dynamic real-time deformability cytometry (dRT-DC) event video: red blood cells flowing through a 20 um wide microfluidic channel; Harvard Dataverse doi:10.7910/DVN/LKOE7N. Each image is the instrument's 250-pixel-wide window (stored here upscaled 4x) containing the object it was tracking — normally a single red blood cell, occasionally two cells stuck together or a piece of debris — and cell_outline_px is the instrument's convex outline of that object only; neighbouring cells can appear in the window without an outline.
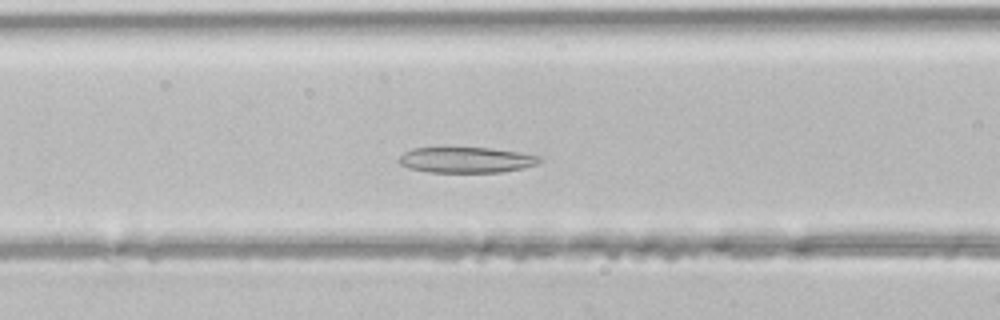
{"species": "common noctule bat (a hibernating species)", "species_latin": "Nyctalus noctula", "temperature_condition": "room temperature", "stored_images_in_passage": 37, "camera_frame_rate_fps": 3000, "um_per_image_px": 0.085, "animal": {"sex": "male", "body_mass_g": 21.5, "forearm_length_mm": 52.0}, "frame": {"image": 1, "passage_image": 10, "time_ms": 3.0, "image_size_px": [1000, 320], "cell_outline_px": [[544, 160], [536, 164], [524, 168], [500, 172], [428, 172], [408, 168], [400, 164], [396, 160], [404, 152], [412, 148], [492, 148], [520, 152], [540, 156]], "centroid_in_image_um": [39.63, 13.59], "position_along_channel_um": 127.0, "area_um2": 21.15}}
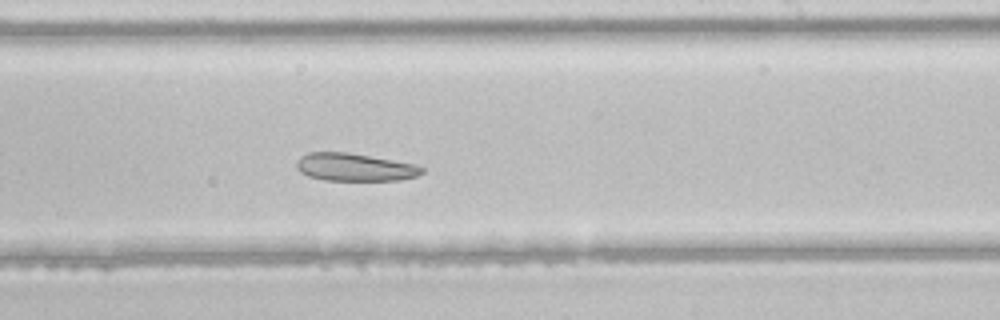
{"frame": {"image": 2, "passage_image": 19, "time_ms": 6.0, "image_size_px": [1000, 320], "cell_outline_px": [[424, 172], [416, 176], [400, 180], [324, 180], [308, 176], [300, 172], [296, 168], [296, 164], [300, 156], [308, 152], [348, 152], [416, 164], [424, 168]], "centroid_in_image_um": [30.14, 14.21], "position_along_channel_um": 258.9, "area_um2": 20.35}}
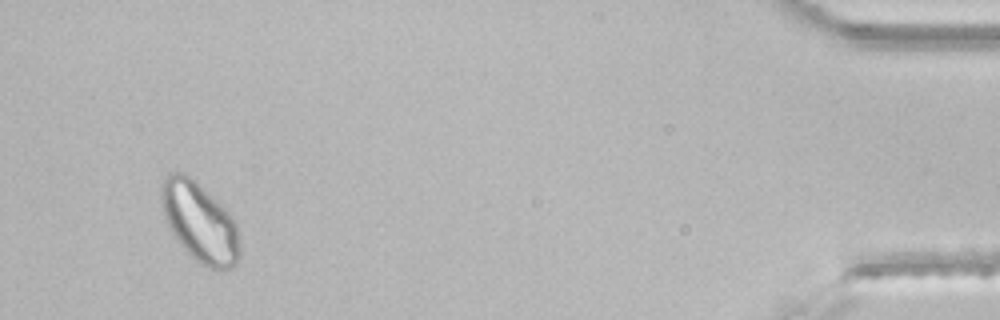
{"frame": {"image": 3, "passage_image": 35, "time_ms": 11.333, "image_size_px": [1000, 320], "cell_outline_px": [[240, 256], [236, 264], [232, 268], [212, 268], [200, 264], [176, 240], [164, 216], [160, 200], [160, 192], [164, 180], [168, 172], [180, 172], [188, 176], [216, 200], [232, 216], [236, 224], [240, 240]], "centroid_in_image_um": [16.98, 18.9], "position_along_channel_um": 418.2, "area_um2": 35.89}}